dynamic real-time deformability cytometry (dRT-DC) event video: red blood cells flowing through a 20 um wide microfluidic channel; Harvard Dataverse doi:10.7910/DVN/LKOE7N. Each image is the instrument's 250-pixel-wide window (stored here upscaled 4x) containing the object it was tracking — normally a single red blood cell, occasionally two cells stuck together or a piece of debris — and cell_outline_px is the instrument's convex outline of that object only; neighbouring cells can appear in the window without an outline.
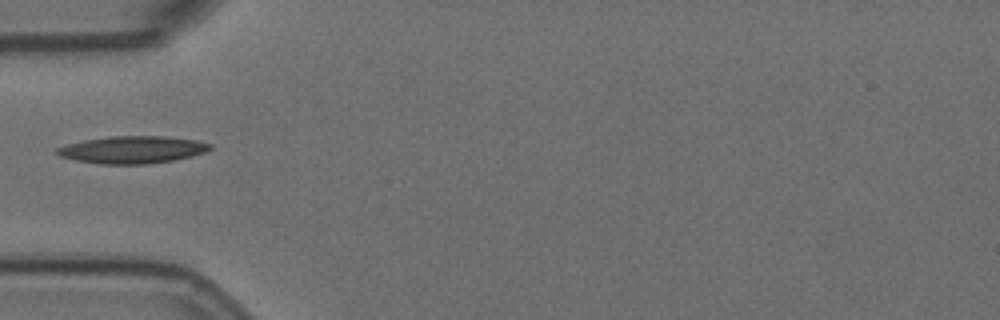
{"species": "Egyptian fruit bat (a non-hibernating species)", "species_latin": "Rousettus aegyptiacus", "temperature_condition": "room temperature", "stored_images_in_passage": 39, "camera_frame_rate_fps": 3000, "um_per_image_px": 0.085, "animal": {"sex": "female"}, "frame": {"image": 1, "passage_image": 1, "time_ms": 0.0, "image_size_px": [1000, 320], "cell_outline_px": [[212, 148], [204, 152], [192, 156], [172, 160], [148, 164], [100, 164], [76, 160], [60, 156], [52, 152], [56, 148], [68, 144], [84, 140], [108, 136], [164, 136], [196, 140], [212, 144]], "centroid_in_image_um": [11.23, 12.72], "position_along_channel_um": 73.8, "area_um2": 24.39}}
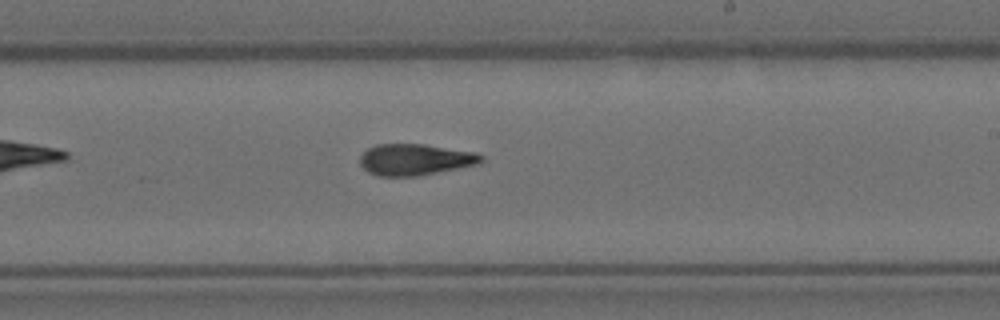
{"frame": {"image": 2, "passage_image": 16, "time_ms": 5.0, "image_size_px": [1000, 320], "cell_outline_px": [[484, 160], [476, 164], [416, 176], [376, 176], [368, 172], [360, 164], [360, 156], [368, 148], [376, 144], [424, 144], [476, 152], [484, 156]], "centroid_in_image_um": [35.26, 13.55], "position_along_channel_um": 253.7, "area_um2": 22.02}}
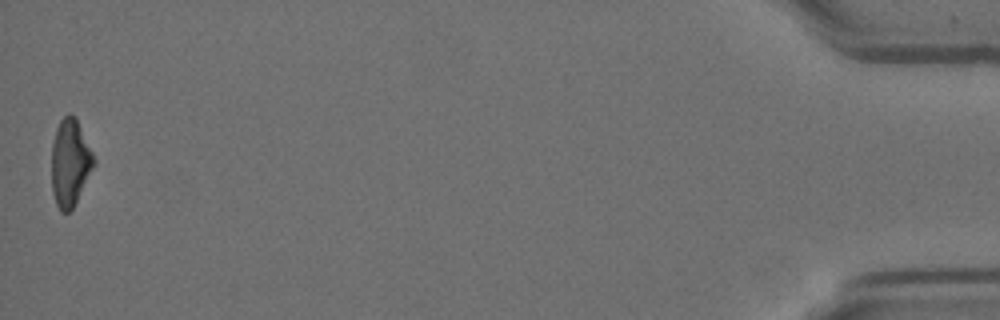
{"frame": {"image": 3, "passage_image": 39, "time_ms": 12.667, "image_size_px": [1000, 320], "cell_outline_px": [[96, 164], [72, 208], [68, 212], [60, 212], [56, 204], [52, 192], [52, 140], [56, 128], [60, 120], [68, 112], [76, 116], [96, 160]], "centroid_in_image_um": [5.96, 13.79], "position_along_channel_um": 429.2, "area_um2": 21.62}}